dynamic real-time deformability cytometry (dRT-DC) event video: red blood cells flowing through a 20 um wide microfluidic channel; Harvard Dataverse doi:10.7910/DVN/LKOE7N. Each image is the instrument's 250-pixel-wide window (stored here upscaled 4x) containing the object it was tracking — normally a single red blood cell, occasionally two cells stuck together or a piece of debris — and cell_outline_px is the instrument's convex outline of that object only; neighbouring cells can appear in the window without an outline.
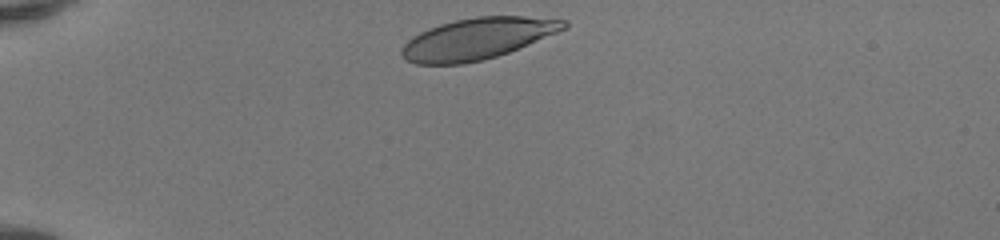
{"species": "human", "species_latin": "Homo sapiens", "temperature_condition": "room temperature", "stored_images_in_passage": 32, "camera_frame_rate_fps": 3000, "um_per_image_px": 0.085, "donor": {"sex": "female"}, "frame": {"image": 1, "passage_image": 1, "time_ms": 0.0, "image_size_px": [1000, 240], "cell_outline_px": [[568, 28], [508, 52], [496, 56], [464, 64], [416, 64], [404, 60], [400, 56], [400, 52], [404, 44], [408, 40], [420, 32], [428, 28], [440, 24], [456, 20], [476, 16], [524, 16], [568, 20]], "centroid_in_image_um": [40.56, 3.28], "position_along_channel_um": 44.4, "area_um2": 39.02}}
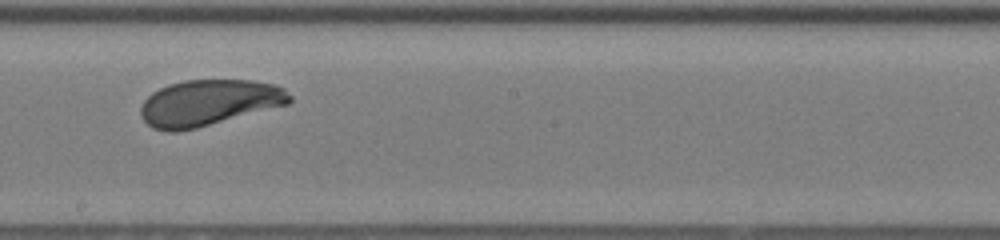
{"frame": {"image": 2, "passage_image": 18, "time_ms": 5.667, "image_size_px": [1000, 240], "cell_outline_px": [[292, 100], [288, 104], [196, 128], [176, 132], [168, 132], [152, 128], [140, 116], [140, 108], [144, 100], [152, 92], [168, 84], [184, 80], [252, 80], [276, 84], [284, 88], [292, 96]], "centroid_in_image_um": [17.74, 8.73], "position_along_channel_um": 230.5, "area_um2": 40.06}}
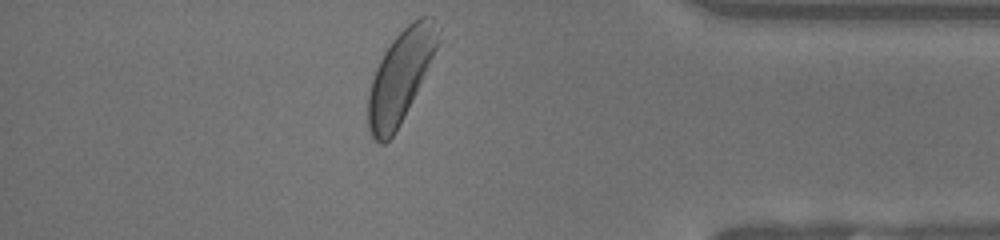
{"frame": {"image": 3, "passage_image": 32, "time_ms": 10.333, "image_size_px": [1000, 240], "cell_outline_px": [[444, 40], [396, 132], [384, 144], [380, 144], [372, 140], [368, 132], [368, 96], [372, 80], [376, 68], [384, 52], [392, 40], [412, 20], [420, 16], [432, 16], [440, 28], [444, 36]], "centroid_in_image_um": [34.11, 6.45], "position_along_channel_um": 401.1, "area_um2": 38.32}, "authors_computed_cell_mechanics": {"area_um2": 39.7664, "velocity_mm_per_s": 4.1011, "shape_relaxation_time_tau1_ms": 2.1533, "shape_relaxation_time_tau2_ms": null, "deformation_change_tau1": 0.1207, "deformation_change_tau2": null}}